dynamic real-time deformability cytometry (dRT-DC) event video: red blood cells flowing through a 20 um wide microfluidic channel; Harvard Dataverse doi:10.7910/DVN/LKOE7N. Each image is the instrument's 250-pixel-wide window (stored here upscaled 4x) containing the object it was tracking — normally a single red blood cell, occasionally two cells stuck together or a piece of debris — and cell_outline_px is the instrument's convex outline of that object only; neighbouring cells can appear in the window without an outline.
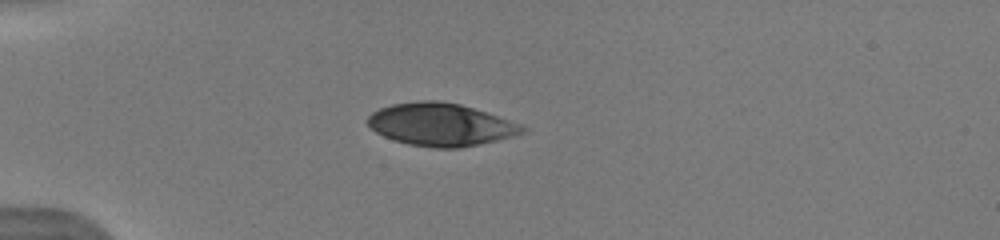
{"species": "human", "species_latin": "Homo sapiens", "temperature_condition": "warm", "stored_images_in_passage": 54, "camera_frame_rate_fps": 3000, "um_per_image_px": 0.085, "donor": {"sex": "male"}, "frame": {"image": 1, "passage_image": 1, "time_ms": 0.0, "image_size_px": [1000, 240], "cell_outline_px": [[528, 128], [524, 132], [512, 136], [496, 140], [460, 148], [432, 148], [408, 144], [384, 136], [376, 132], [368, 124], [368, 116], [372, 112], [380, 108], [392, 104], [420, 100], [436, 100], [460, 104], [520, 124]], "centroid_in_image_um": [37.44, 10.59], "position_along_channel_um": 47.6, "area_um2": 38.03}}
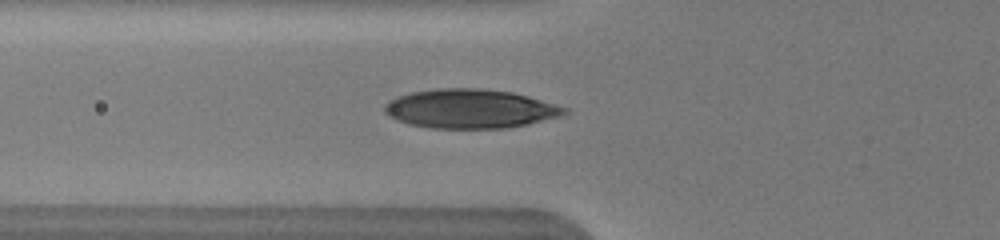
{"frame": {"image": 2, "passage_image": 8, "time_ms": 1.667, "image_size_px": [1000, 240], "cell_outline_px": [[568, 112], [560, 116], [528, 124], [508, 128], [428, 128], [408, 124], [396, 120], [388, 116], [384, 112], [384, 104], [388, 100], [396, 96], [412, 92], [436, 88], [480, 88], [512, 92], [528, 96], [568, 108]], "centroid_in_image_um": [39.92, 9.24], "position_along_channel_um": 85.9, "area_um2": 41.21}, "authors_computed_cell_mechanics": {"area_um2": 40.4022, "velocity_mm_per_s": 4.1015, "shape_relaxation_time_tau1_ms": 4.0783, "shape_relaxation_time_tau2_ms": null, "deformation_change_tau1": 0.2021, "deformation_change_tau2": null}}